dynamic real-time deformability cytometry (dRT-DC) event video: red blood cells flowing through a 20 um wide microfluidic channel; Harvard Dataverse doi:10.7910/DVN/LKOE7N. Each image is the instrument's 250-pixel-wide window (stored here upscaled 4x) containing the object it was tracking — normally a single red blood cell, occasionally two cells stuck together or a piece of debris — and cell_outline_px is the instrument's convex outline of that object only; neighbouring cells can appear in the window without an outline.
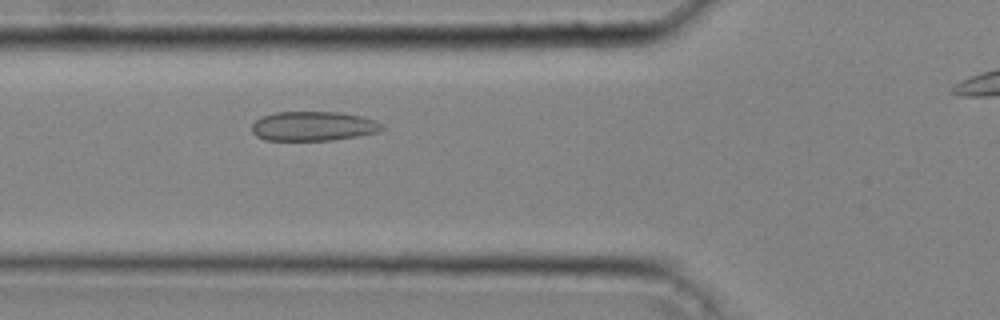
{"species": "common noctule bat (a hibernating species)", "species_latin": "Nyctalus noctula", "temperature_condition": "cold", "stored_images_in_passage": 27, "camera_frame_rate_fps": 3000, "um_per_image_px": 0.085, "animal": {"sex": "male", "body_mass_g": 20.4}, "frame": {"image": 1, "passage_image": 4, "time_ms": 1.0, "image_size_px": [1000, 320], "cell_outline_px": [[384, 128], [380, 132], [360, 136], [332, 140], [264, 140], [256, 136], [252, 132], [252, 124], [260, 116], [276, 112], [336, 112], [360, 116], [376, 120]], "centroid_in_image_um": [26.62, 10.73], "position_along_channel_um": 99.2, "area_um2": 22.43}}
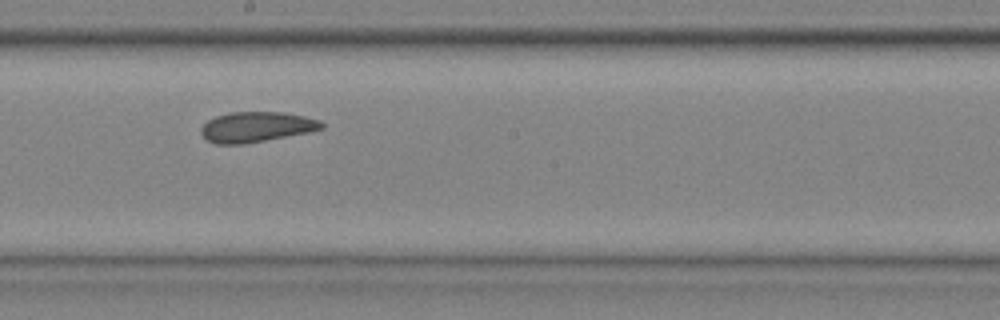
{"frame": {"image": 2, "passage_image": 13, "time_ms": 4.0, "image_size_px": [1000, 320], "cell_outline_px": [[324, 128], [308, 132], [264, 140], [240, 144], [216, 144], [208, 140], [200, 132], [200, 128], [208, 120], [216, 116], [228, 112], [284, 112], [304, 116], [320, 120], [324, 124]], "centroid_in_image_um": [21.78, 10.77], "position_along_channel_um": 226.4, "area_um2": 21.1}}
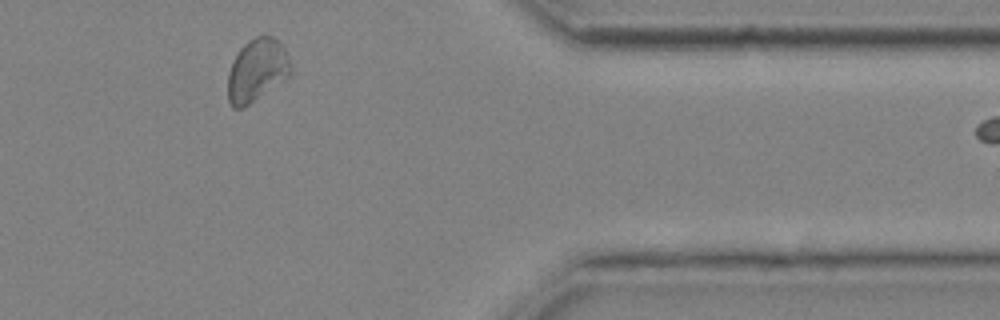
{"frame": {"image": 3, "passage_image": 26, "time_ms": 8.333, "image_size_px": [1000, 320], "cell_outline_px": [[292, 72], [288, 76], [244, 108], [232, 108], [228, 100], [228, 72], [232, 60], [240, 48], [248, 40], [264, 32], [280, 40], [284, 48], [292, 68]], "centroid_in_image_um": [21.82, 5.92], "position_along_channel_um": 389.6, "area_um2": 23.24}, "authors_computed_cell_mechanics": {"area_um2": 21.386, "velocity_mm_per_s": 4.2433, "shape_relaxation_time_tau1_ms": null, "shape_relaxation_time_tau2_ms": 1.356, "deformation_change_tau1": null, "deformation_change_tau2": 0.0728}}